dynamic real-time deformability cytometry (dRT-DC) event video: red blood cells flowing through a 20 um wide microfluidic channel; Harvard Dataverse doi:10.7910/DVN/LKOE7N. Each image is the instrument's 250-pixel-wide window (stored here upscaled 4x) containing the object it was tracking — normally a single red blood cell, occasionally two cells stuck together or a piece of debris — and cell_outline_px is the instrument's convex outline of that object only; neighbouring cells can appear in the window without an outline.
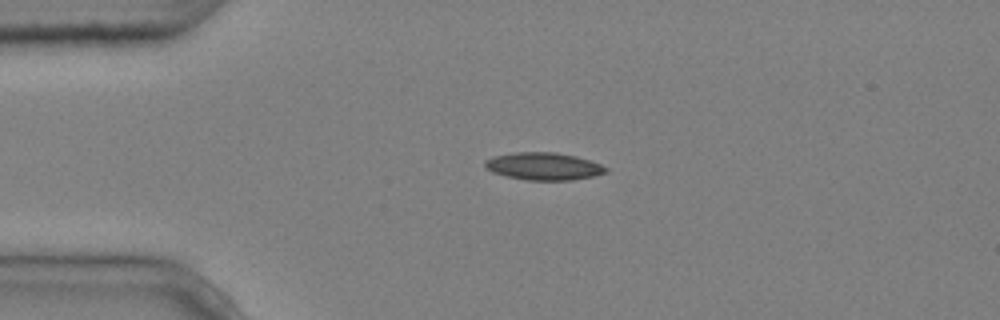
{"species": "common noctule bat (a hibernating species)", "species_latin": "Nyctalus noctula", "temperature_condition": "cold", "stored_images_in_passage": 3, "camera_frame_rate_fps": 3000, "um_per_image_px": 0.085, "animal": {"sex": "male", "body_mass_g": 20.4}, "frame": {"image": 1, "passage_image": 2, "time_ms": 0.333, "image_size_px": [1000, 320], "cell_outline_px": [[608, 172], [592, 176], [572, 180], [524, 180], [492, 172], [484, 168], [484, 160], [492, 156], [512, 152], [556, 152], [576, 156], [600, 164], [608, 168]], "centroid_in_image_um": [46.16, 14.12], "position_along_channel_um": 38.8, "area_um2": 19.48}}